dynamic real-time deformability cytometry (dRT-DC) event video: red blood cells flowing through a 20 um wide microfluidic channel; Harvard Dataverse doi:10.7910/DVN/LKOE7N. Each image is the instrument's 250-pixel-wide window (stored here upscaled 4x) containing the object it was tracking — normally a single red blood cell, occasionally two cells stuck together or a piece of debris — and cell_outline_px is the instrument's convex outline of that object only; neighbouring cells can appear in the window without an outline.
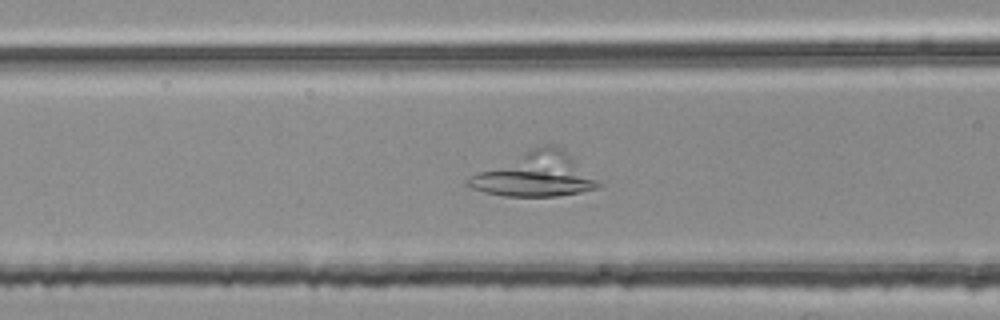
{"species": "common noctule bat (a hibernating species)", "species_latin": "Nyctalus noctula", "temperature_condition": "room temperature", "stored_images_in_passage": 47, "segment_of_instrument_passage": [1, 2], "camera_frame_rate_fps": 3000, "um_per_image_px": 0.085, "animal": {"sex": "female", "body_mass_g": 25.1}, "frame": {"image": 1, "passage_image": 22, "time_ms": 7.0, "image_size_px": [1000, 320], "cell_outline_px": [[604, 184], [596, 188], [580, 192], [556, 196], [504, 196], [484, 192], [472, 188], [464, 184], [464, 180], [480, 172], [544, 144], [556, 144], [568, 152]], "centroid_in_image_um": [45.58, 14.87], "position_along_channel_um": 121.0, "area_um2": 32.83}}
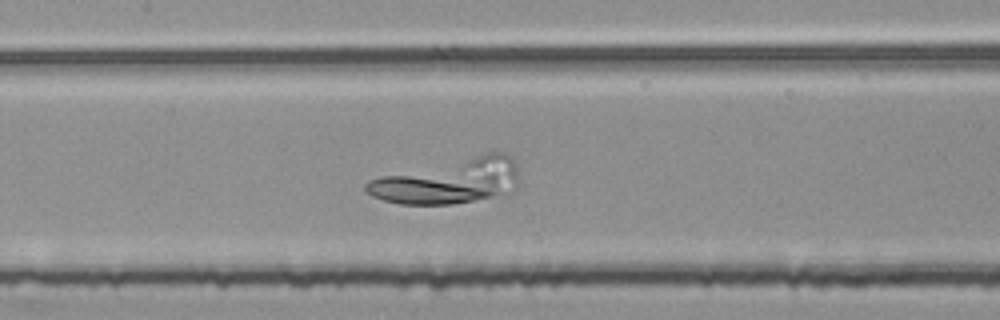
{"frame": {"image": 2, "passage_image": 26, "time_ms": 8.333, "image_size_px": [1000, 320], "cell_outline_px": [[516, 176], [500, 192], [492, 196], [452, 204], [400, 204], [384, 200], [372, 196], [364, 192], [364, 184], [368, 180], [380, 176], [488, 152], [508, 152], [512, 156], [516, 164]], "centroid_in_image_um": [37.98, 15.37], "position_along_channel_um": 169.4, "area_um2": 38.96}}
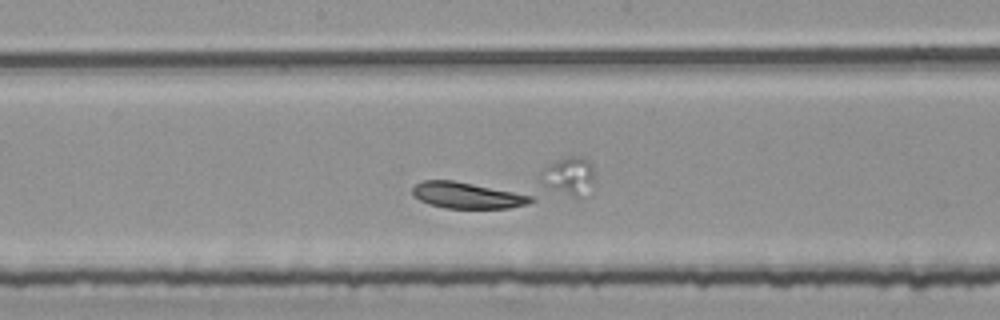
{"frame": {"image": 3, "passage_image": 29, "time_ms": 9.333, "image_size_px": [1000, 320], "cell_outline_px": [[592, 184], [580, 196], [508, 208], [444, 208], [428, 204], [412, 196], [412, 188], [416, 184], [424, 180], [572, 156], [580, 156], [588, 160], [592, 164]], "centroid_in_image_um": [43.28, 15.74], "position_along_channel_um": 204.9, "area_um2": 46.3}}